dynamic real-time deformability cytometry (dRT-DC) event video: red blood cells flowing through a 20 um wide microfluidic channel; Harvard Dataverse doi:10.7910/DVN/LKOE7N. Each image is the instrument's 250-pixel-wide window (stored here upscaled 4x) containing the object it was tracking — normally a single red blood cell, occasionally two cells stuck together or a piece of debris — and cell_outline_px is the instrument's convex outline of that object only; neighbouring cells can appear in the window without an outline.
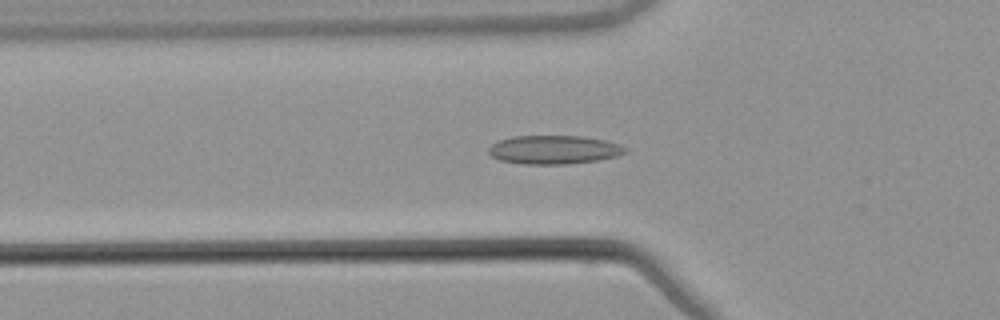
{"species": "common noctule bat (a hibernating species)", "species_latin": "Nyctalus noctula", "temperature_condition": "warm", "stored_images_in_passage": 53, "camera_frame_rate_fps": 3000, "um_per_image_px": 0.085, "animal": {"sex": "male", "body_mass_g": 21.5, "forearm_length_mm": 52.0}, "frame": {"image": 1, "passage_image": 18, "time_ms": 5.667, "image_size_px": [1000, 320], "cell_outline_px": [[628, 152], [616, 156], [600, 160], [564, 164], [524, 164], [500, 160], [492, 156], [488, 152], [488, 148], [492, 144], [500, 140], [512, 136], [584, 136], [604, 140], [620, 144], [628, 148]], "centroid_in_image_um": [47.11, 12.72], "position_along_channel_um": 78.7, "area_um2": 22.89}}
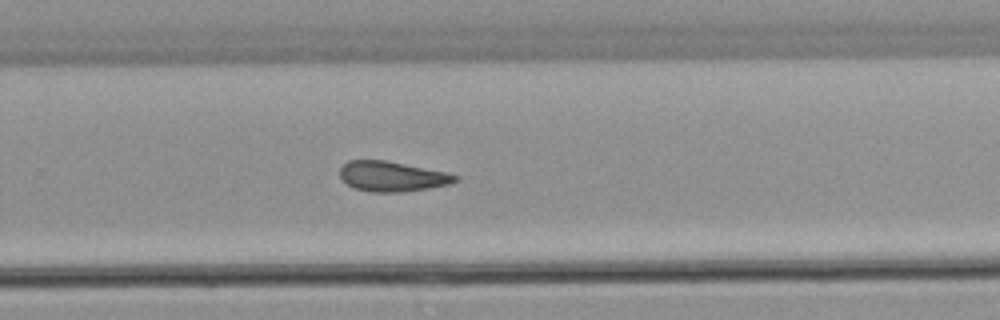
{"frame": {"image": 2, "passage_image": 35, "time_ms": 11.333, "image_size_px": [1000, 320], "cell_outline_px": [[460, 180], [448, 184], [428, 188], [400, 192], [368, 192], [356, 188], [348, 184], [340, 176], [340, 168], [348, 160], [384, 160], [448, 172], [460, 176]], "centroid_in_image_um": [33.36, 14.99], "position_along_channel_um": 296.4, "area_um2": 20.17}}
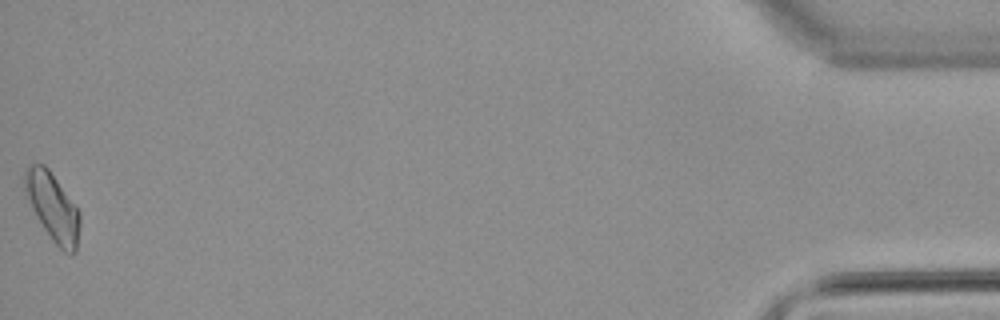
{"frame": {"image": 3, "passage_image": 53, "time_ms": 17.333, "image_size_px": [1000, 320], "cell_outline_px": [[80, 224], [76, 252], [72, 256], [64, 252], [52, 240], [44, 228], [24, 192], [24, 172], [32, 164], [44, 164], [48, 168], [80, 212]], "centroid_in_image_um": [4.5, 17.62], "position_along_channel_um": 430.7, "area_um2": 21.44}, "authors_computed_cell_mechanics": {"area_um2": 20.8658, "velocity_mm_per_s": 3.8491, "shape_relaxation_time_tau1_ms": null, "shape_relaxation_time_tau2_ms": 3.9993, "deformation_change_tau1": null, "deformation_change_tau2": 0.108}}